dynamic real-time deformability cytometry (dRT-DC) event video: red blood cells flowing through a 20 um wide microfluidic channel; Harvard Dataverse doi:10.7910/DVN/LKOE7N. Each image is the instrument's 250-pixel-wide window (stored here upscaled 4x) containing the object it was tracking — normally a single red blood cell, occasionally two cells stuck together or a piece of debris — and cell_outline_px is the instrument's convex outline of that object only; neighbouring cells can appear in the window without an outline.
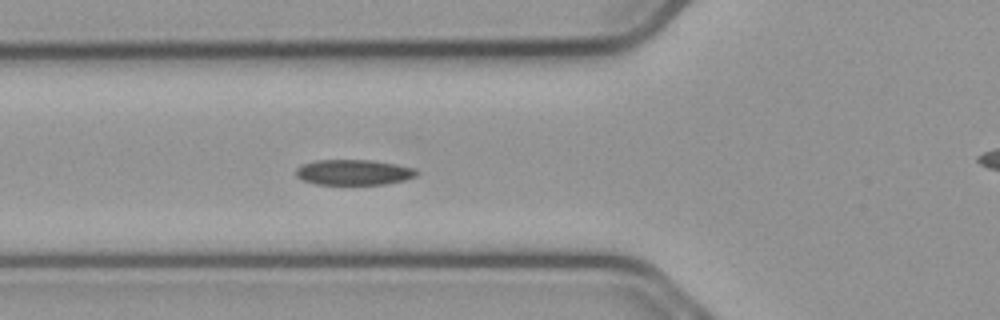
{"species": "common noctule bat (a hibernating species)", "species_latin": "Nyctalus noctula", "temperature_condition": "cold", "stored_images_in_passage": 3, "camera_frame_rate_fps": 3000, "um_per_image_px": 0.085, "animal": {"sex": "male", "body_mass_g": 23.1, "forearm_length_mm": 52.7}, "frame": {"image": 1, "passage_image": 2, "time_ms": 0.333, "image_size_px": [1000, 320], "cell_outline_px": [[420, 172], [416, 176], [404, 180], [384, 184], [316, 184], [304, 180], [296, 176], [296, 168], [300, 164], [316, 160], [372, 160], [396, 164], [416, 168]], "centroid_in_image_um": [30.08, 14.63], "position_along_channel_um": 95.7, "area_um2": 17.98}}